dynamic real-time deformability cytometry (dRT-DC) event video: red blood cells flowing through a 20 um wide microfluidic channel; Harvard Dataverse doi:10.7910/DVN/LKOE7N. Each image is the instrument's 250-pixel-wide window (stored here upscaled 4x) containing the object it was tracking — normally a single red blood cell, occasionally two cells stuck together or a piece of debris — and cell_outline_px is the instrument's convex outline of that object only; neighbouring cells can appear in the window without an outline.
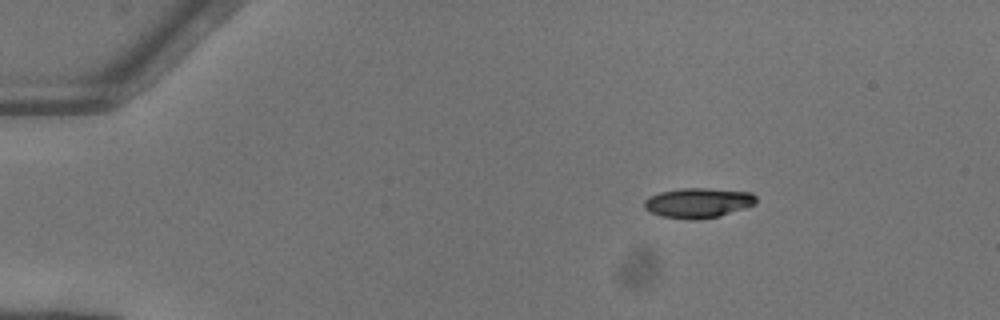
{"species": "common noctule bat (a hibernating species)", "species_latin": "Nyctalus noctula", "temperature_condition": "warm", "stored_images_in_passage": 43, "camera_frame_rate_fps": 3000, "um_per_image_px": 0.085, "animal": {"sex": "female"}, "frame": {"image": 1, "passage_image": 1, "time_ms": 0.0, "image_size_px": [1000, 320], "cell_outline_px": [[756, 204], [720, 216], [696, 220], [688, 220], [660, 216], [644, 208], [644, 200], [648, 196], [660, 192], [680, 188], [708, 188], [752, 192], [756, 196]], "centroid_in_image_um": [59.34, 17.24], "position_along_channel_um": 25.7, "area_um2": 19.71}}
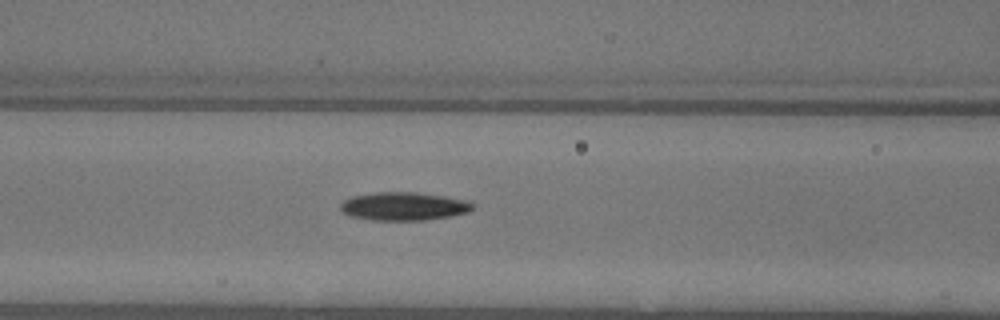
{"frame": {"image": 2, "passage_image": 15, "time_ms": 4.667, "image_size_px": [1000, 320], "cell_outline_px": [[472, 208], [468, 212], [448, 216], [424, 220], [372, 220], [348, 216], [340, 212], [340, 204], [344, 200], [352, 196], [376, 192], [416, 192], [444, 196], [468, 200], [472, 204]], "centroid_in_image_um": [34.25, 17.53], "position_along_channel_um": 132.3, "area_um2": 21.79}}
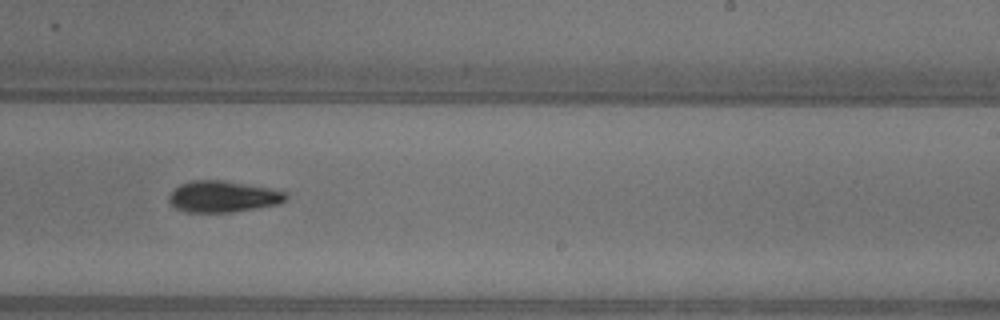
{"frame": {"image": 3, "passage_image": 25, "time_ms": 8.0, "image_size_px": [1000, 320], "cell_outline_px": [[288, 200], [280, 204], [232, 212], [188, 212], [176, 208], [168, 200], [168, 196], [172, 188], [180, 184], [192, 180], [224, 180], [284, 192], [288, 196]], "centroid_in_image_um": [18.9, 16.71], "position_along_channel_um": 270.1, "area_um2": 21.27}, "authors_computed_cell_mechanics": {"area_um2": 20.4034, "velocity_mm_per_s": 4.1356, "shape_relaxation_time_tau1_ms": 5.2335, "shape_relaxation_time_tau2_ms": null, "deformation_change_tau1": 0.1476, "deformation_change_tau2": null}}